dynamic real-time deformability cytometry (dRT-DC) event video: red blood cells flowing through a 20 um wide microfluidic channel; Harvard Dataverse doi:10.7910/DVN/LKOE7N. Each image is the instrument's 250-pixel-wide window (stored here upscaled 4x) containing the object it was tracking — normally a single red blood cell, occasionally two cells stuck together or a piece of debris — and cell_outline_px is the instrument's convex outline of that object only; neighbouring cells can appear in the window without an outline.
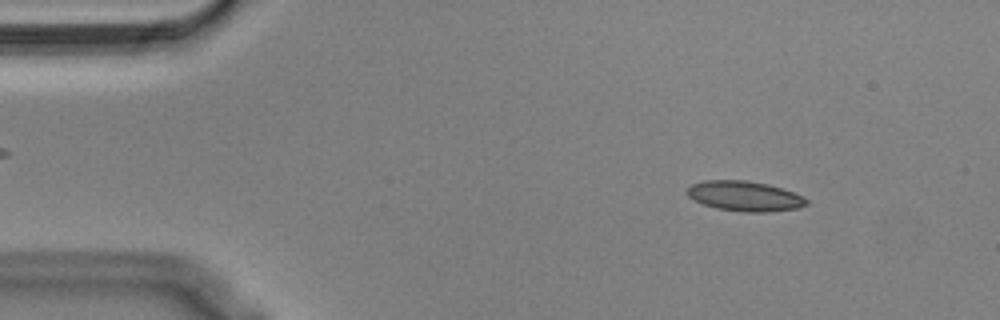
{"species": "Egyptian fruit bat (a non-hibernating species)", "species_latin": "Rousettus aegyptiacus", "temperature_condition": "cold", "stored_images_in_passage": 54, "camera_frame_rate_fps": 3000, "um_per_image_px": 0.085, "animal": {"sex": "male"}, "frame": {"image": 1, "passage_image": 6, "time_ms": 1.667, "image_size_px": [1000, 320], "cell_outline_px": [[808, 204], [800, 208], [768, 212], [744, 212], [716, 208], [704, 204], [688, 196], [688, 188], [692, 184], [704, 180], [748, 180], [768, 184], [804, 196], [808, 200]], "centroid_in_image_um": [63.34, 16.67], "position_along_channel_um": 21.7, "area_um2": 20.87}}
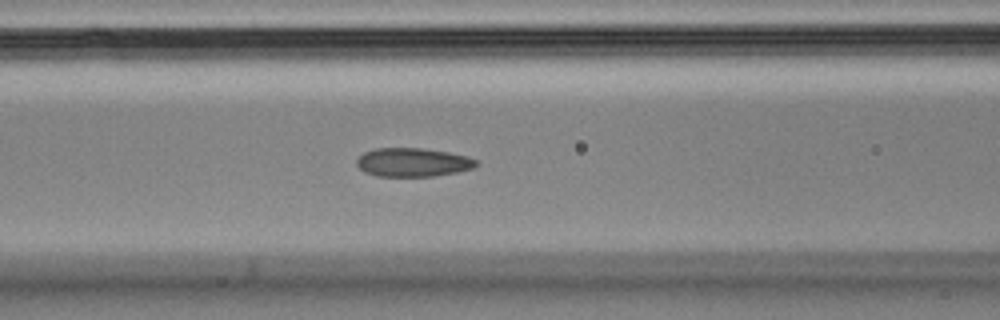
{"frame": {"image": 2, "passage_image": 21, "time_ms": 6.667, "image_size_px": [1000, 320], "cell_outline_px": [[480, 164], [472, 168], [456, 172], [432, 176], [376, 176], [364, 172], [356, 164], [356, 160], [364, 152], [376, 148], [424, 148], [448, 152], [468, 156], [476, 160]], "centroid_in_image_um": [35.09, 13.79], "position_along_channel_um": 131.5, "area_um2": 20.0}}
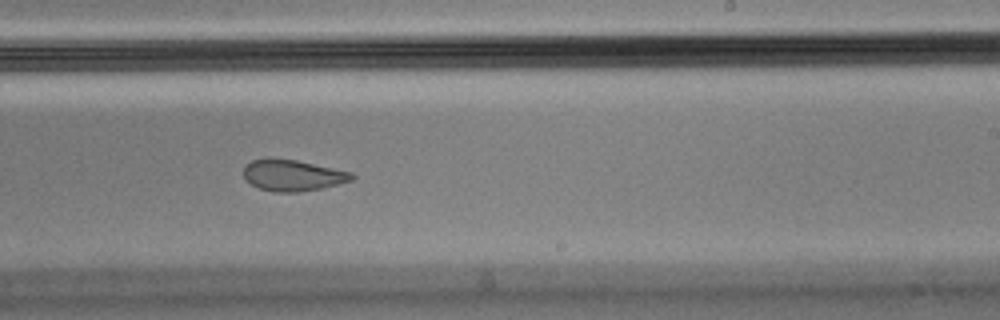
{"frame": {"image": 3, "passage_image": 32, "time_ms": 10.333, "image_size_px": [1000, 320], "cell_outline_px": [[356, 176], [352, 180], [320, 188], [300, 192], [272, 192], [260, 188], [244, 180], [244, 168], [252, 160], [268, 156], [296, 160], [352, 172]], "centroid_in_image_um": [24.84, 14.88], "position_along_channel_um": 264.2, "area_um2": 19.83}, "authors_computed_cell_mechanics": {"area_um2": 20.6057, "velocity_mm_per_s": 3.6224, "shape_relaxation_time_tau1_ms": null, "shape_relaxation_time_tau2_ms": 1.746, "deformation_change_tau1": null, "deformation_change_tau2": 0.082}}